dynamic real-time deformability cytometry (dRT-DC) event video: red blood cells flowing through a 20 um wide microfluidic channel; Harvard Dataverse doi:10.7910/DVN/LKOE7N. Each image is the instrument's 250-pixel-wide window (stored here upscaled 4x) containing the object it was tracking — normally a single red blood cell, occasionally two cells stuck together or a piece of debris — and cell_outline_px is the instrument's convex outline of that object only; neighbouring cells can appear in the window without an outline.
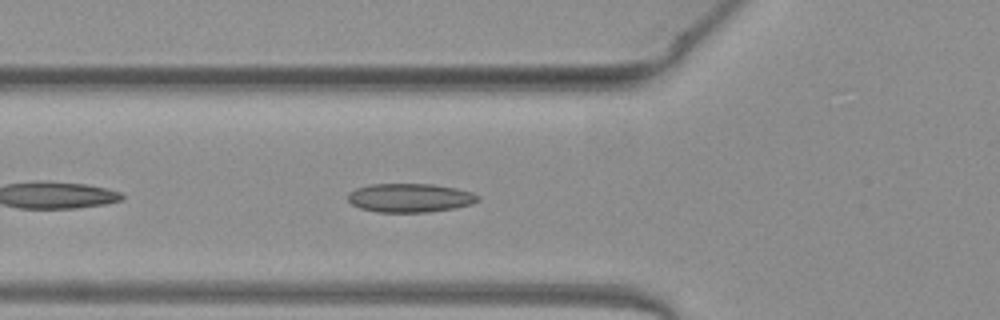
{"species": "common noctule bat (a hibernating species)", "species_latin": "Nyctalus noctula", "temperature_condition": "warm", "stored_images_in_passage": 37, "camera_frame_rate_fps": 3000, "um_per_image_px": 0.085, "animal": {"sex": "female", "body_mass_g": 19.3, "forearm_length_mm": 54.1}, "frame": {"image": 1, "passage_image": 5, "time_ms": 1.333, "image_size_px": [1000, 320], "cell_outline_px": [[480, 200], [472, 204], [456, 208], [428, 212], [376, 212], [360, 208], [352, 204], [348, 200], [348, 192], [356, 188], [372, 184], [432, 184], [456, 188], [472, 192], [480, 196]], "centroid_in_image_um": [34.87, 16.82], "position_along_channel_um": 90.9, "area_um2": 21.96}}
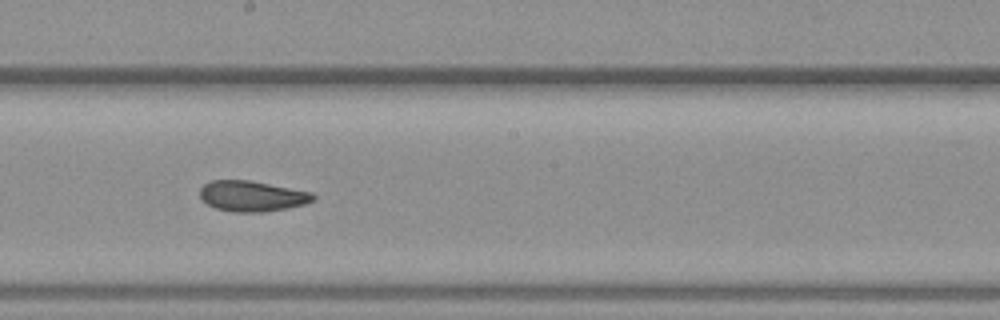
{"frame": {"image": 2, "passage_image": 15, "time_ms": 4.667, "image_size_px": [1000, 320], "cell_outline_px": [[316, 200], [304, 204], [288, 208], [260, 212], [232, 212], [216, 208], [208, 204], [200, 196], [200, 188], [204, 184], [212, 180], [248, 180], [312, 192], [316, 196]], "centroid_in_image_um": [21.44, 16.67], "position_along_channel_um": 226.8, "area_um2": 20.11}}
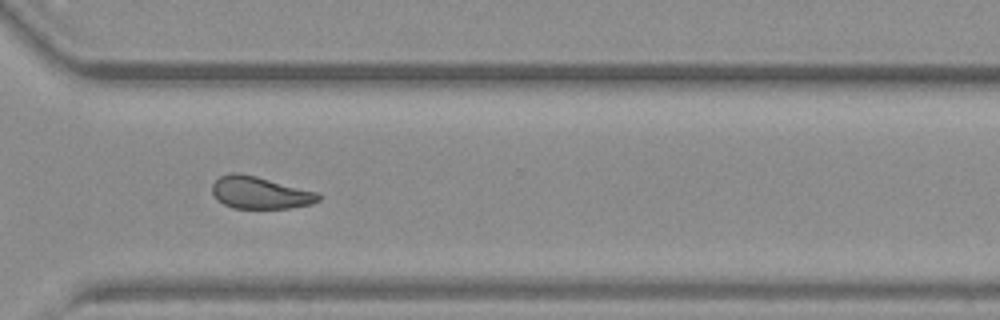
{"frame": {"image": 3, "passage_image": 24, "time_ms": 7.667, "image_size_px": [1000, 320], "cell_outline_px": [[320, 200], [312, 204], [288, 208], [232, 208], [216, 200], [212, 192], [212, 184], [220, 176], [232, 172], [236, 172], [256, 176], [320, 192]], "centroid_in_image_um": [22.11, 16.38], "position_along_channel_um": 348.5, "area_um2": 20.11}, "authors_computed_cell_mechanics": {"area_um2": 20.6346, "velocity_mm_per_s": 4.0553, "shape_relaxation_time_tau1_ms": null, "shape_relaxation_time_tau2_ms": 2.2647, "deformation_change_tau1": null, "deformation_change_tau2": 0.0746}}